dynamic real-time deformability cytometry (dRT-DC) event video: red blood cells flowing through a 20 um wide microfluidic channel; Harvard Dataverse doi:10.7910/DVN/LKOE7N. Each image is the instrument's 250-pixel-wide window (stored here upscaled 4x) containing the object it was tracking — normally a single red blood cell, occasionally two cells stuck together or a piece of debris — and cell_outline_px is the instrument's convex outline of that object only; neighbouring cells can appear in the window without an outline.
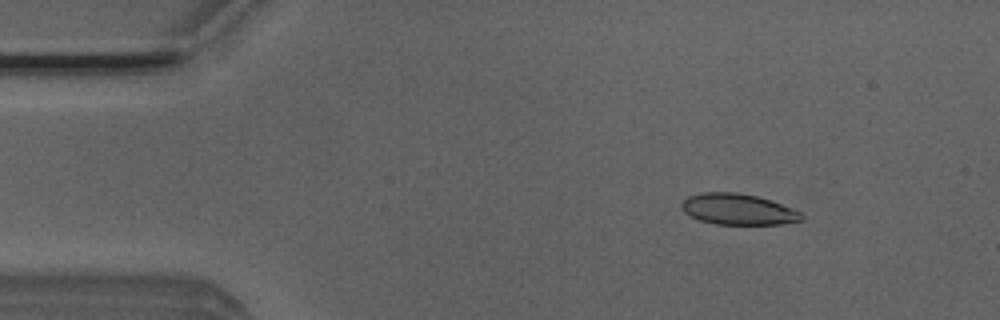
{"species": "Egyptian fruit bat (a non-hibernating species)", "species_latin": "Rousettus aegyptiacus", "temperature_condition": "room temperature", "stored_images_in_passage": 4, "camera_frame_rate_fps": 3000, "um_per_image_px": 0.085, "animal": {"sex": "male"}, "frame": {"image": 1, "passage_image": 2, "time_ms": 0.333, "image_size_px": [1000, 320], "cell_outline_px": [[804, 220], [780, 224], [716, 224], [700, 220], [688, 216], [680, 208], [680, 204], [688, 196], [704, 192], [736, 192], [756, 196], [772, 200], [792, 208], [800, 212], [804, 216]], "centroid_in_image_um": [62.72, 17.79], "position_along_channel_um": 22.3, "area_um2": 21.79}}